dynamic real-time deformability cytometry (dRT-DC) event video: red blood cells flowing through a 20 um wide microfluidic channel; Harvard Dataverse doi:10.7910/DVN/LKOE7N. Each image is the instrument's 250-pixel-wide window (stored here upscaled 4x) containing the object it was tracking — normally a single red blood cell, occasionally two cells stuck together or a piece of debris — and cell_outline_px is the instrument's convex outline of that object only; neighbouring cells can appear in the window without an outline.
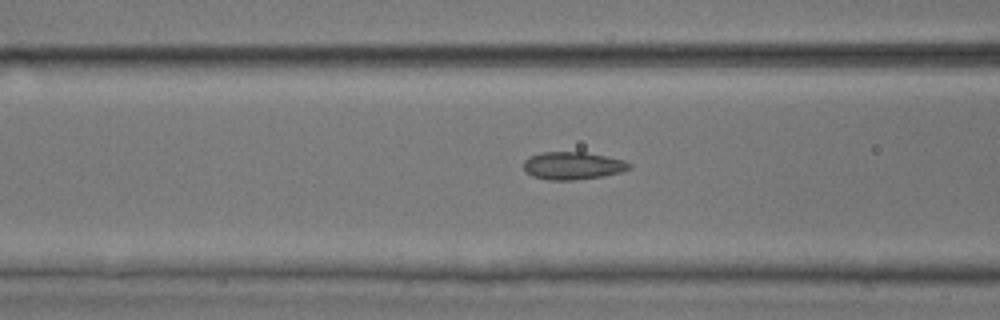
{"species": "common noctule bat (a hibernating species)", "species_latin": "Nyctalus noctula", "temperature_condition": "room temperature", "stored_images_in_passage": 18, "camera_frame_rate_fps": 3000, "um_per_image_px": 0.085, "animal": {"sex": "male", "body_mass_g": 17.9, "forearm_length_mm": 54.2}, "frame": {"image": 1, "passage_image": 16, "time_ms": 5.0, "image_size_px": [1000, 320], "cell_outline_px": [[632, 168], [620, 172], [604, 176], [576, 180], [548, 180], [532, 176], [524, 172], [524, 160], [528, 156], [540, 152], [584, 152], [624, 160], [632, 164]], "centroid_in_image_um": [48.66, 14.09], "position_along_channel_um": 117.9, "area_um2": 17.22}}